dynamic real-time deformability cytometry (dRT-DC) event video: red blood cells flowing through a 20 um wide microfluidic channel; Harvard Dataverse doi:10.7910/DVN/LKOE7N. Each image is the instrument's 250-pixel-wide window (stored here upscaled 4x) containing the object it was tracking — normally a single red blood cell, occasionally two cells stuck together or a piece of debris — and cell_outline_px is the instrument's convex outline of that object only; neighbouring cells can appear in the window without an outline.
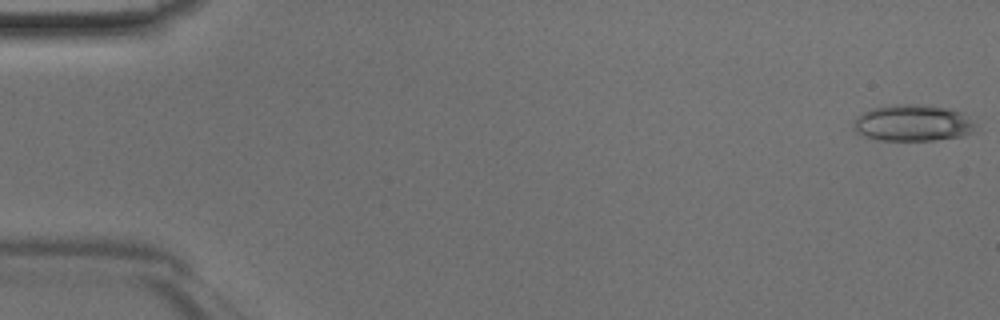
{"species": "Egyptian fruit bat (a non-hibernating species)", "species_latin": "Rousettus aegyptiacus", "temperature_condition": "room temperature", "stored_images_in_passage": 46, "camera_frame_rate_fps": 3000, "um_per_image_px": 0.085, "animal": {"sex": "male"}, "frame": {"image": 1, "passage_image": 1, "time_ms": 0.0, "image_size_px": [1000, 320], "cell_outline_px": [[980, 132], [964, 136], [936, 140], [876, 140], [864, 136], [856, 132], [852, 128], [852, 120], [856, 116], [872, 108], [892, 104], [920, 104], [948, 108], [964, 112], [976, 124]], "centroid_in_image_um": [77.63, 10.46], "position_along_channel_um": 7.4, "area_um2": 26.76}}
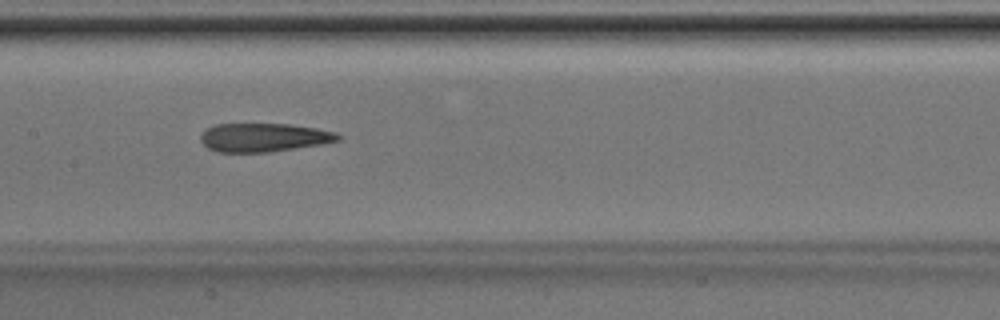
{"frame": {"image": 2, "passage_image": 23, "time_ms": 7.333, "image_size_px": [1000, 320], "cell_outline_px": [[344, 136], [340, 140], [324, 144], [268, 152], [216, 152], [208, 148], [200, 140], [200, 132], [216, 124], [288, 124], [316, 128], [336, 132]], "centroid_in_image_um": [22.44, 11.68], "position_along_channel_um": 185.0, "area_um2": 23.06}}
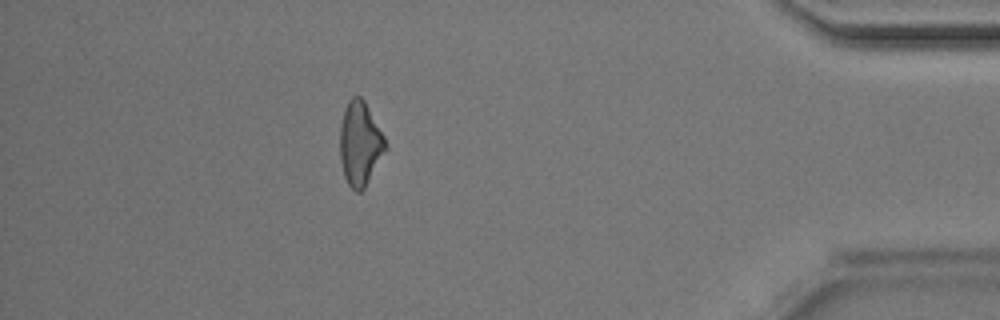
{"frame": {"image": 3, "passage_image": 41, "time_ms": 13.333, "image_size_px": [1000, 320], "cell_outline_px": [[388, 148], [364, 188], [360, 192], [356, 192], [348, 184], [344, 176], [340, 160], [340, 124], [344, 108], [348, 100], [352, 96], [360, 96], [364, 100], [384, 136], [388, 144]], "centroid_in_image_um": [30.6, 12.2], "position_along_channel_um": 404.6, "area_um2": 22.43}}